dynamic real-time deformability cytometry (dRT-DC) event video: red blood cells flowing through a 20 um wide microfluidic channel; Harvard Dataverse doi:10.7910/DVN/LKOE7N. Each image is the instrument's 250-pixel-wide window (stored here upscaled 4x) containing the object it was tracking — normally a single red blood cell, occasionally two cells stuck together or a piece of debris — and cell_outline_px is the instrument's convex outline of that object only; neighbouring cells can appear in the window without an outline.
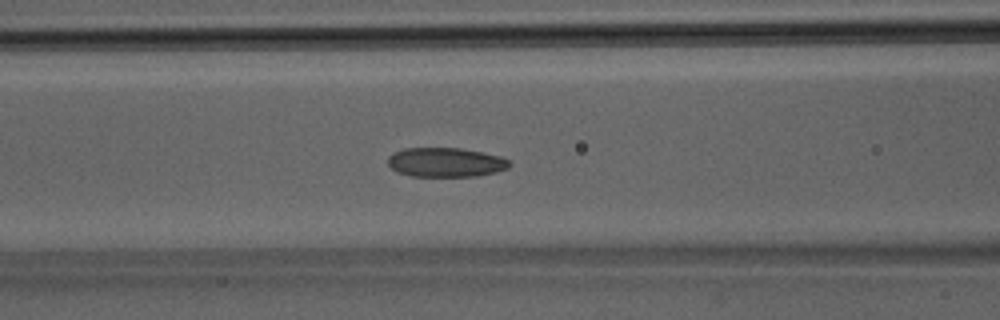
{"species": "Egyptian fruit bat (a non-hibernating species)", "species_latin": "Rousettus aegyptiacus", "temperature_condition": "room temperature", "stored_images_in_passage": 40, "camera_frame_rate_fps": 3000, "um_per_image_px": 0.085, "animal": {"sex": "male"}, "frame": {"image": 1, "passage_image": 16, "time_ms": 5.0, "image_size_px": [1000, 320], "cell_outline_px": [[512, 164], [508, 168], [496, 172], [476, 176], [412, 176], [396, 172], [388, 164], [388, 156], [392, 152], [404, 148], [460, 148], [500, 156], [512, 160]], "centroid_in_image_um": [37.89, 13.79], "position_along_channel_um": 128.7, "area_um2": 20.92}}
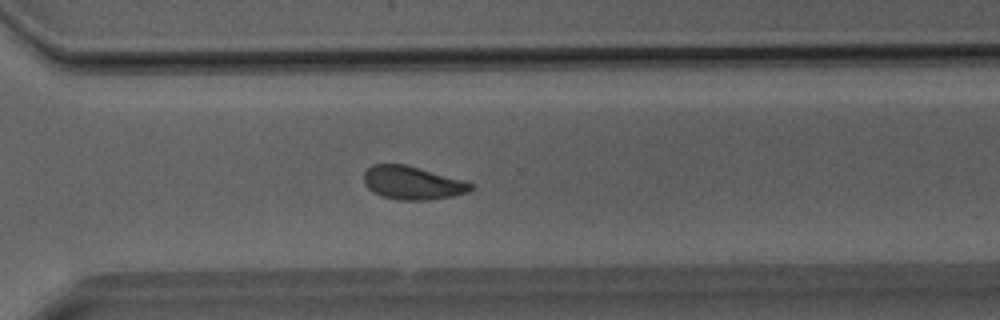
{"frame": {"image": 2, "passage_image": 28, "time_ms": 9.0, "image_size_px": [1000, 320], "cell_outline_px": [[472, 188], [468, 192], [452, 196], [428, 200], [396, 200], [372, 192], [364, 184], [364, 172], [372, 164], [404, 164], [460, 180], [472, 184]], "centroid_in_image_um": [34.98, 15.55], "position_along_channel_um": 335.6, "area_um2": 20.35}}
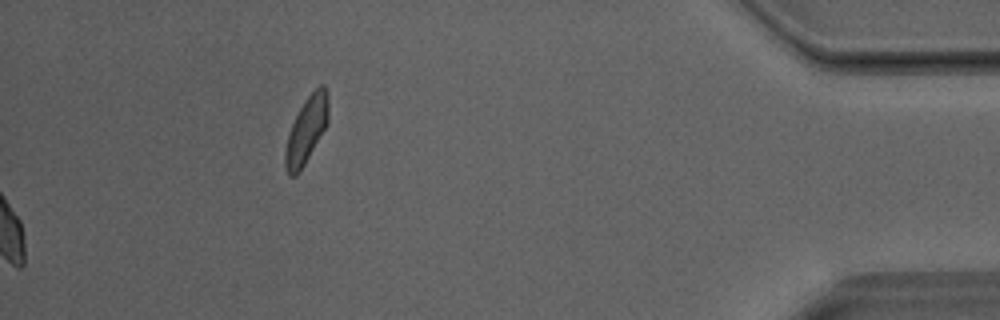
{"frame": {"image": 3, "passage_image": 40, "time_ms": 13.0, "image_size_px": [1000, 320], "cell_outline_px": [[328, 124], [300, 172], [296, 176], [288, 176], [284, 164], [284, 152], [288, 132], [304, 100], [320, 84], [324, 84], [328, 92]], "centroid_in_image_um": [26.04, 11.07], "position_along_channel_um": 409.2, "area_um2": 16.94}}